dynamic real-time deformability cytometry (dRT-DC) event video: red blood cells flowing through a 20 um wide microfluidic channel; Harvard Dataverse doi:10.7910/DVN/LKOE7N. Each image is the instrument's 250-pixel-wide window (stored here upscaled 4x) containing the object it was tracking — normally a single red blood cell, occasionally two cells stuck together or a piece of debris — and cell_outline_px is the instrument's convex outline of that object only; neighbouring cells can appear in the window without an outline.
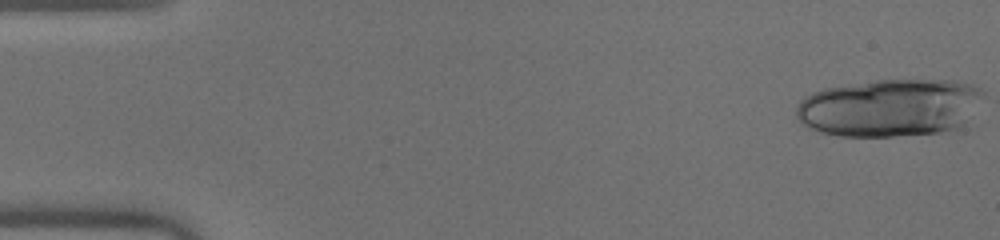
{"species": "human", "species_latin": "Homo sapiens", "temperature_condition": "warm", "stored_images_in_passage": 22, "segment_of_instrument_passage": [1, 2], "camera_frame_rate_fps": 3000, "um_per_image_px": 0.085, "donor": {"sex": "male"}, "frame": {"image": 1, "passage_image": 1, "time_ms": 0.0, "image_size_px": [1000, 240], "cell_outline_px": [[984, 92], [964, 120], [956, 128], [940, 132], [892, 136], [840, 136], [820, 132], [808, 128], [796, 116], [796, 108], [800, 100], [804, 96], [812, 92], [824, 88], [876, 80], [956, 80], [972, 84], [980, 88]], "centroid_in_image_um": [75.54, 9.14], "position_along_channel_um": 9.5, "area_um2": 62.37}}
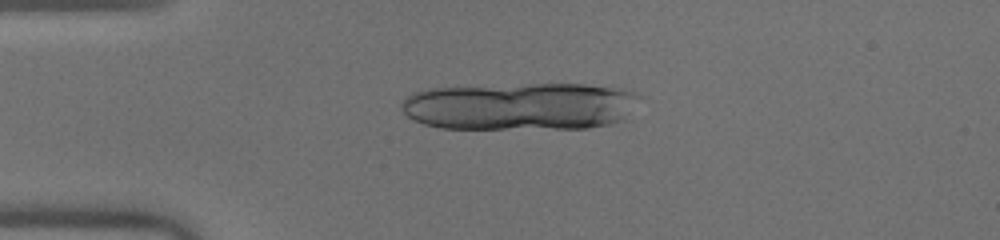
{"frame": {"image": 2, "passage_image": 12, "time_ms": 3.667, "image_size_px": [1000, 240], "cell_outline_px": [[640, 96], [624, 120], [612, 124], [588, 128], [440, 128], [424, 124], [412, 120], [400, 108], [400, 104], [412, 92], [428, 88], [528, 84], [584, 84], [624, 88], [636, 92]], "centroid_in_image_um": [44.23, 9.03], "position_along_channel_um": 40.8, "area_um2": 66.41}}